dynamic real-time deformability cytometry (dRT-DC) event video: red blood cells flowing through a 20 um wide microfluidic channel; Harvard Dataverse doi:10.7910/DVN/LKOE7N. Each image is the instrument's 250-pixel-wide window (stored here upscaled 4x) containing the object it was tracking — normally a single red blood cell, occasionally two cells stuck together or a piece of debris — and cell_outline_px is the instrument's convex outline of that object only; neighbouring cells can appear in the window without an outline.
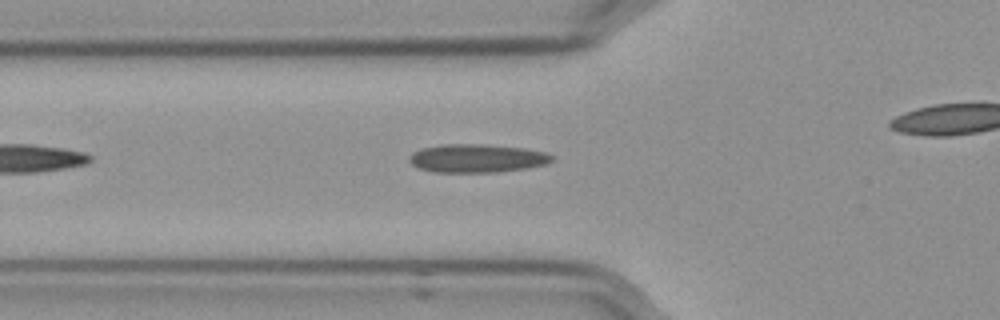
{"species": "Egyptian fruit bat (a non-hibernating species)", "species_latin": "Rousettus aegyptiacus", "temperature_condition": "cold", "stored_images_in_passage": 23, "camera_frame_rate_fps": 3000, "um_per_image_px": 0.085, "frame": {"image": 1, "passage_image": 7, "time_ms": 2.0, "image_size_px": [1000, 320], "cell_outline_px": [[552, 160], [544, 164], [524, 168], [496, 172], [432, 172], [416, 168], [408, 160], [412, 152], [420, 148], [444, 144], [480, 144], [524, 148], [544, 152], [552, 156]], "centroid_in_image_um": [40.45, 13.45], "position_along_channel_um": 85.4, "area_um2": 23.47}}